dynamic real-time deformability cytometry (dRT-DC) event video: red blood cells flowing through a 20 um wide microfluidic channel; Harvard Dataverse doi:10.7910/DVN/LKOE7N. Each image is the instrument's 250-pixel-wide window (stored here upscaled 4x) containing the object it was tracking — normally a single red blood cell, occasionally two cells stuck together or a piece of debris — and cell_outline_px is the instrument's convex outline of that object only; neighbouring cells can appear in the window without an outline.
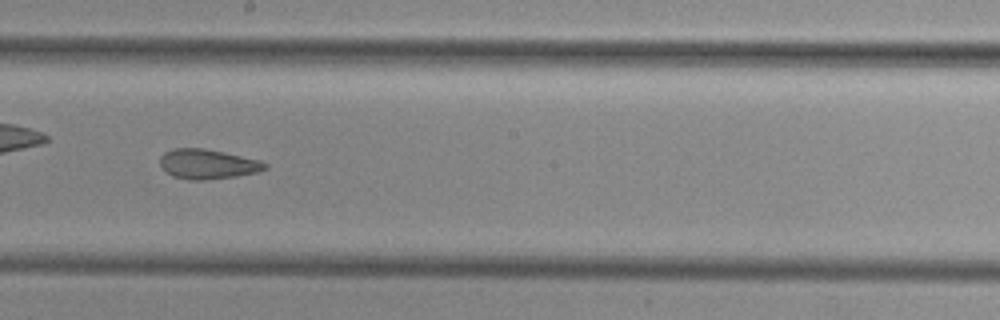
{"species": "common noctule bat (a hibernating species)", "species_latin": "Nyctalus noctula", "temperature_condition": "cold", "stored_images_in_passage": 37, "camera_frame_rate_fps": 3000, "um_per_image_px": 0.085, "animal": {"sex": "female", "body_mass_g": 29.2, "forearm_length_mm": 56.3}, "frame": {"image": 1, "passage_image": 26, "time_ms": 8.333, "image_size_px": [1000, 320], "cell_outline_px": [[268, 168], [256, 172], [236, 176], [204, 180], [188, 180], [172, 176], [160, 164], [160, 156], [164, 152], [172, 148], [204, 148], [224, 152], [260, 160], [268, 164]], "centroid_in_image_um": [17.65, 13.94], "position_along_channel_um": 230.6, "area_um2": 18.21}}